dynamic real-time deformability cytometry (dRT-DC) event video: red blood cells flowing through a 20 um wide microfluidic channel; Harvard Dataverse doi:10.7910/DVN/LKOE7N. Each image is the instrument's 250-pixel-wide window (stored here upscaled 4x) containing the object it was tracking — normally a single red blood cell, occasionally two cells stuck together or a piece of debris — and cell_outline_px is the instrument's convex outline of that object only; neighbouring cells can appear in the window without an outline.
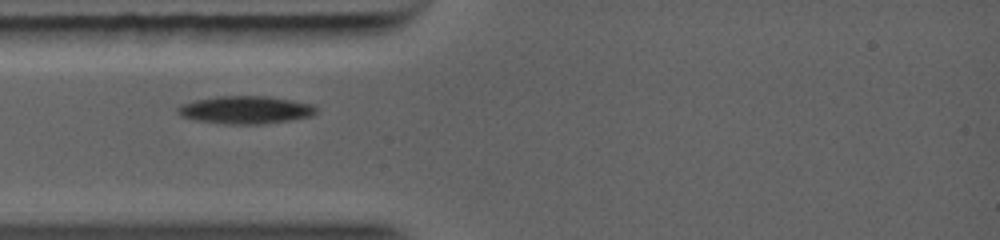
{"species": "common noctule bat (a hibernating species)", "species_latin": "Nyctalus noctula", "temperature_condition": "warm", "stored_images_in_passage": 69, "camera_frame_rate_fps": 5000, "um_per_image_px": 0.085, "animal": {"sex": "female", "body_mass_g": 19.0, "forearm_length_mm": 56.7}, "frame": {"image": 1, "passage_image": 1, "time_ms": 0.0, "image_size_px": [1000, 240], "cell_outline_px": [[316, 112], [312, 116], [288, 120], [256, 124], [236, 124], [196, 120], [184, 116], [176, 108], [180, 104], [192, 100], [216, 96], [268, 96], [312, 104], [316, 108]], "centroid_in_image_um": [20.86, 9.32], "position_along_channel_um": 64.1, "area_um2": 22.02}}
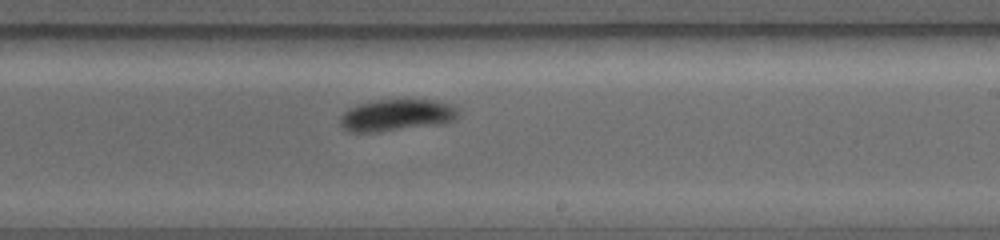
{"frame": {"image": 2, "passage_image": 32, "time_ms": 4.0, "image_size_px": [1000, 240], "cell_outline_px": [[456, 120], [436, 124], [356, 132], [344, 128], [340, 124], [340, 120], [344, 112], [348, 108], [360, 104], [380, 100], [432, 100], [452, 104], [456, 108]], "centroid_in_image_um": [33.71, 9.75], "position_along_channel_um": 255.3, "area_um2": 20.69}}
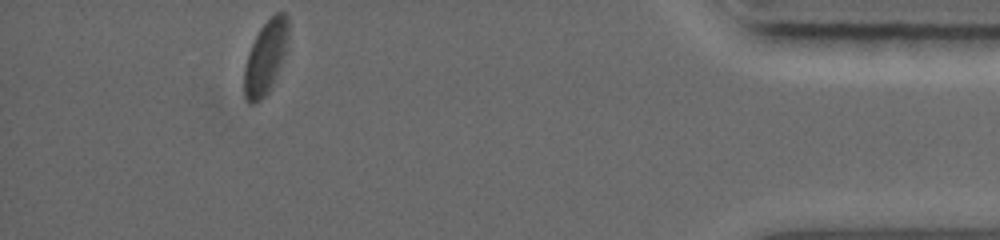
{"frame": {"image": 3, "passage_image": 68, "time_ms": 8.6, "image_size_px": [1000, 240], "cell_outline_px": [[288, 36], [284, 52], [280, 64], [268, 92], [260, 100], [252, 104], [248, 104], [244, 96], [244, 68], [248, 52], [260, 28], [276, 12], [284, 12], [288, 16]], "centroid_in_image_um": [22.54, 4.87], "position_along_channel_um": 412.7, "area_um2": 18.44}}